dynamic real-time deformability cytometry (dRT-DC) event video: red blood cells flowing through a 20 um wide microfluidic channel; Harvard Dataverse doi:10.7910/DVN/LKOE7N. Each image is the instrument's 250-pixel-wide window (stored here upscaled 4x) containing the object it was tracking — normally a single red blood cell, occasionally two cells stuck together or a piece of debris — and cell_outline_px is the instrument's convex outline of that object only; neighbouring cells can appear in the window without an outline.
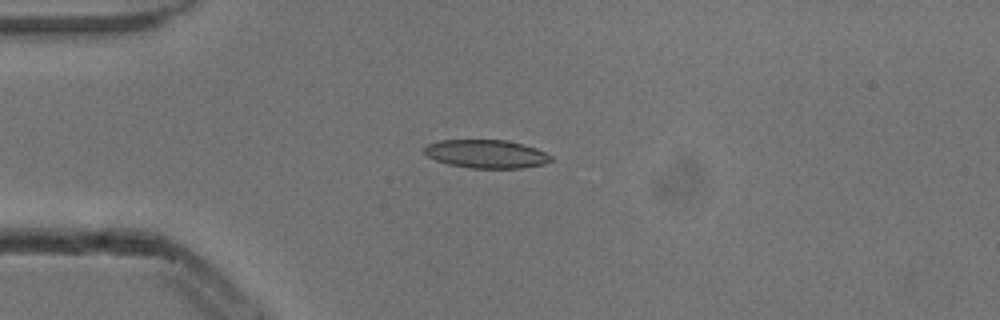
{"species": "common noctule bat (a hibernating species)", "species_latin": "Nyctalus noctula", "temperature_condition": "cold", "stored_images_in_passage": 4, "camera_frame_rate_fps": 3000, "um_per_image_px": 0.085, "animal": {"sex": "male", "body_mass_g": 13.3}, "frame": {"image": 1, "passage_image": 2, "time_ms": 0.333, "image_size_px": [1000, 320], "cell_outline_px": [[552, 160], [544, 164], [524, 168], [468, 168], [448, 164], [436, 160], [428, 156], [424, 152], [424, 148], [428, 144], [440, 140], [508, 140], [524, 144], [536, 148], [552, 156]], "centroid_in_image_um": [41.35, 13.08], "position_along_channel_um": 43.6, "area_um2": 20.98}}
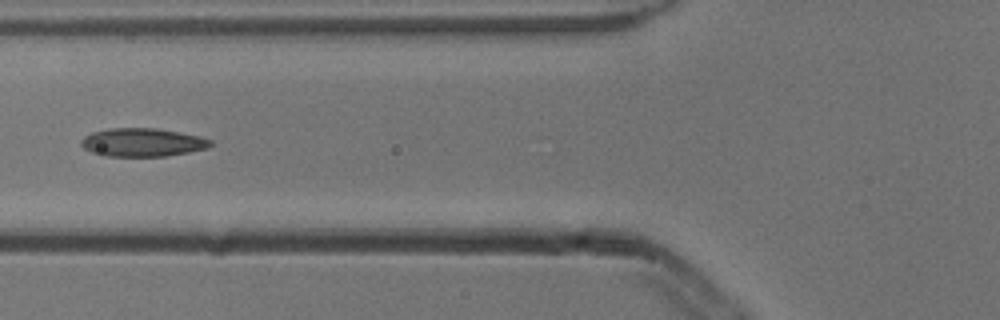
{"frame": {"image": 2, "passage_image": 4, "time_ms": 1.0, "image_size_px": [1000, 320], "cell_outline_px": [[212, 144], [208, 148], [188, 152], [164, 156], [104, 156], [92, 152], [84, 148], [80, 144], [80, 140], [84, 136], [92, 132], [108, 128], [156, 128], [200, 136], [212, 140]], "centroid_in_image_um": [12.09, 12.1], "position_along_channel_um": 113.7, "area_um2": 21.39}}